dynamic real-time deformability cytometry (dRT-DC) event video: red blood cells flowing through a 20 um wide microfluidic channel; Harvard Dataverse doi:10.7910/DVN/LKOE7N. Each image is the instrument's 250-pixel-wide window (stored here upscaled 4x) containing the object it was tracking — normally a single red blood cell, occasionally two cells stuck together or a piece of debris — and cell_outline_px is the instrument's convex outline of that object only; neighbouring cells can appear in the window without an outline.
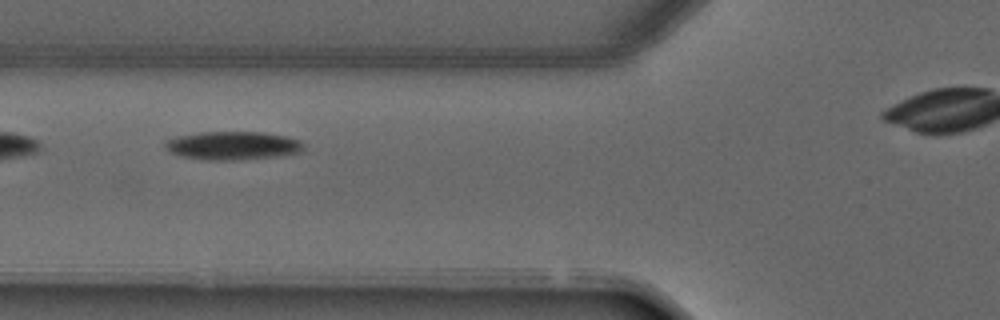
{"species": "common noctule bat (a hibernating species)", "species_latin": "Nyctalus noctula", "temperature_condition": "warm", "stored_images_in_passage": 4, "camera_frame_rate_fps": 3000, "um_per_image_px": 0.085, "animal": {"sex": "male", "forearm_length_mm": 52.5}, "frame": {"image": 1, "passage_image": 3, "time_ms": 2.333, "image_size_px": [1000, 320], "cell_outline_px": [[304, 148], [300, 152], [280, 156], [232, 160], [208, 160], [180, 156], [168, 152], [164, 148], [164, 140], [176, 136], [200, 132], [264, 132], [288, 136], [300, 140], [304, 144]], "centroid_in_image_um": [19.75, 12.37], "position_along_channel_um": 106.0, "area_um2": 23.24}}